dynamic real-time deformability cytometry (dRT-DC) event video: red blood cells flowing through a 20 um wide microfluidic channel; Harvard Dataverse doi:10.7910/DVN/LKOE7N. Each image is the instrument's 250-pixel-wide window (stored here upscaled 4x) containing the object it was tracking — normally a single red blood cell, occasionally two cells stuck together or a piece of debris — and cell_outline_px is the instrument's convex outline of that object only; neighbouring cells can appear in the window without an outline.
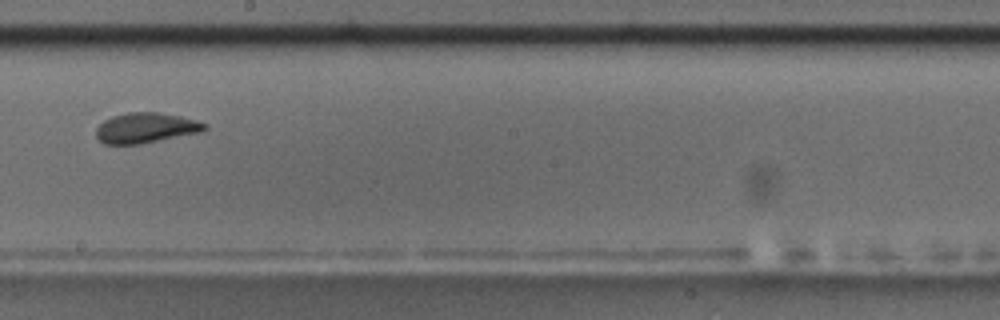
{"species": "common noctule bat (a hibernating species)", "species_latin": "Nyctalus noctula", "temperature_condition": "room temperature", "stored_images_in_passage": 10, "camera_frame_rate_fps": 3000, "um_per_image_px": 0.085, "animal": {"sex": "male", "body_mass_g": 17.5, "forearm_length_mm": 52.3}, "frame": {"image": 1, "passage_image": 9, "time_ms": 9.0, "image_size_px": [1000, 320], "cell_outline_px": [[208, 128], [200, 132], [140, 144], [104, 144], [96, 136], [96, 128], [104, 120], [112, 116], [128, 112], [160, 112], [180, 116], [196, 120], [208, 124]], "centroid_in_image_um": [12.39, 10.86], "position_along_channel_um": 235.8, "area_um2": 19.13}}